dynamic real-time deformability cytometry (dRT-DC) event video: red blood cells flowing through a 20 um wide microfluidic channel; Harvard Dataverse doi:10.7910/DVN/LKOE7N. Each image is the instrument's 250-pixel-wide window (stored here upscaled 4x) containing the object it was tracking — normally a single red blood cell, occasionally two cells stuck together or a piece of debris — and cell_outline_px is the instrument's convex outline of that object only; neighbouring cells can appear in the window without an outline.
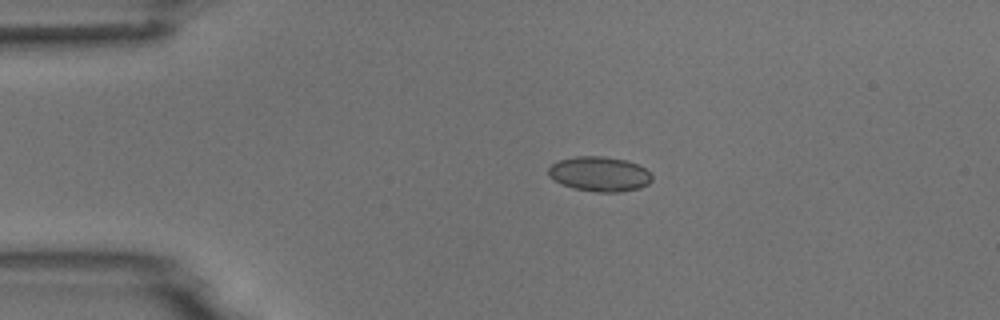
{"species": "common noctule bat (a hibernating species)", "species_latin": "Nyctalus noctula", "temperature_condition": "room temperature", "stored_images_in_passage": 2, "camera_frame_rate_fps": 3000, "um_per_image_px": 0.085, "animal": {"sex": "male", "body_mass_g": 18.8}, "frame": {"image": 1, "passage_image": 1, "time_ms": 0.0, "image_size_px": [1000, 320], "cell_outline_px": [[652, 180], [648, 184], [640, 188], [620, 192], [596, 192], [572, 188], [548, 176], [548, 168], [552, 164], [560, 160], [576, 156], [604, 156], [624, 160], [636, 164], [644, 168], [652, 176]], "centroid_in_image_um": [50.96, 14.79], "position_along_channel_um": 34.0, "area_um2": 20.87}}